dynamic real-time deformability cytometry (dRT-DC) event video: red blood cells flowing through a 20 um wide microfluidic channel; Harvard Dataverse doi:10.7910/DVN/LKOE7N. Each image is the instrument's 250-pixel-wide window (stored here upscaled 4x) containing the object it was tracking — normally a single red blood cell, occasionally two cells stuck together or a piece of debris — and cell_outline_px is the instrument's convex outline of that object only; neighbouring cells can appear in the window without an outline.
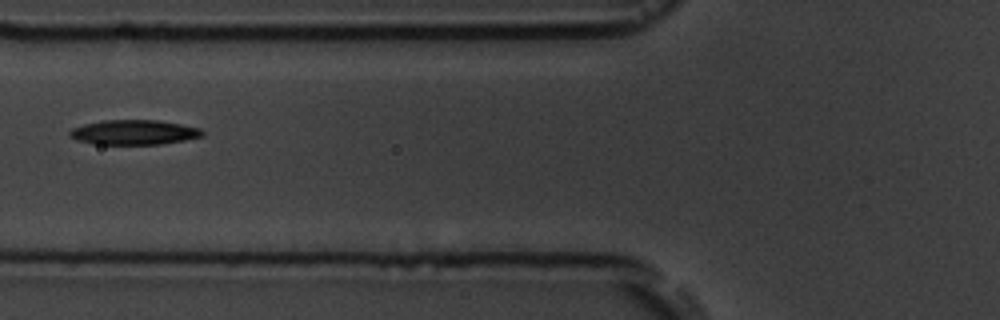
{"species": "common noctule bat (a hibernating species)", "species_latin": "Nyctalus noctula", "temperature_condition": "room temperature", "stored_images_in_passage": 6, "camera_frame_rate_fps": 3000, "um_per_image_px": 0.085, "animal": {"sex": "male", "body_mass_g": 19.5, "forearm_length_mm": 54.6}, "frame": {"image": 1, "passage_image": 6, "time_ms": 6.667, "image_size_px": [1000, 320], "cell_outline_px": [[204, 136], [184, 140], [160, 144], [96, 144], [76, 140], [68, 136], [68, 132], [72, 128], [84, 124], [104, 120], [156, 120], [180, 124], [200, 128], [204, 132]], "centroid_in_image_um": [11.36, 11.24], "position_along_channel_um": 114.4, "area_um2": 19.13}}